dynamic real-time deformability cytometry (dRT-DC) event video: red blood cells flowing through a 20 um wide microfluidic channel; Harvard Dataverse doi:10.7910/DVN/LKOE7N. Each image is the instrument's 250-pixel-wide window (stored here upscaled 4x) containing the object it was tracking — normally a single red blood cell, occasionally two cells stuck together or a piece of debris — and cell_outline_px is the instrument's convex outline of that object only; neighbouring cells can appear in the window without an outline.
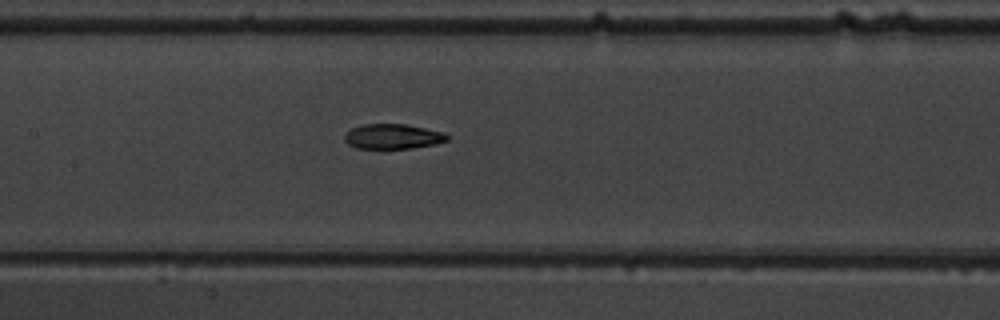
{"species": "common noctule bat (a hibernating species)", "species_latin": "Nyctalus noctula", "temperature_condition": "warm", "stored_images_in_passage": 6, "camera_frame_rate_fps": 3000, "um_per_image_px": 0.085, "animal": {"sex": "male", "body_mass_g": 19.5, "forearm_length_mm": 54.6}, "frame": {"image": 1, "passage_image": 6, "time_ms": 6.667, "image_size_px": [1000, 320], "cell_outline_px": [[448, 140], [436, 144], [412, 148], [356, 148], [348, 144], [344, 140], [344, 132], [360, 124], [408, 124], [444, 132], [448, 136]], "centroid_in_image_um": [33.37, 11.59], "position_along_channel_um": 174.0, "area_um2": 15.09}}